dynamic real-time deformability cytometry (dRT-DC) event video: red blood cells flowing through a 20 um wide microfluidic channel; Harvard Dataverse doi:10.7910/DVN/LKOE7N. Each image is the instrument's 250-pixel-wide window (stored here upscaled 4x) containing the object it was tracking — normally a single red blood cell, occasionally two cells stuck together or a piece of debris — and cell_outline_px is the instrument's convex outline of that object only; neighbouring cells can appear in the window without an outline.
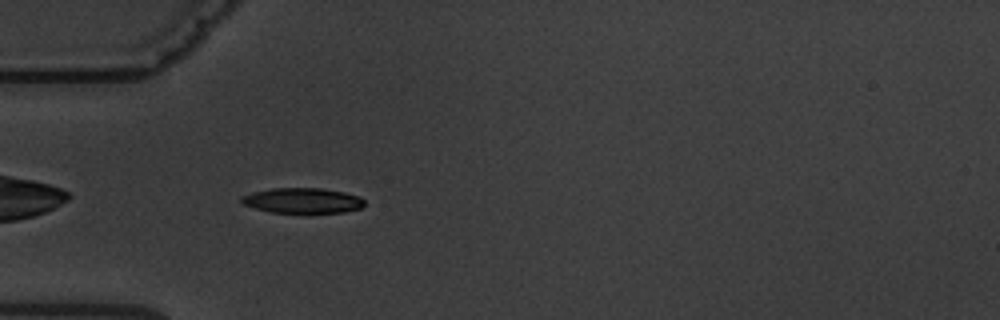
{"species": "common noctule bat (a hibernating species)", "species_latin": "Nyctalus noctula", "temperature_condition": "warm", "stored_images_in_passage": 2, "camera_frame_rate_fps": 3000, "um_per_image_px": 0.085, "animal": {"sex": "male", "body_mass_g": 19.5, "forearm_length_mm": 54.6}, "frame": {"image": 1, "passage_image": 2, "time_ms": 2.0, "image_size_px": [1000, 320], "cell_outline_px": [[364, 204], [360, 208], [344, 212], [268, 212], [244, 204], [240, 200], [240, 196], [252, 192], [272, 188], [320, 188], [344, 192], [360, 196], [364, 200]], "centroid_in_image_um": [25.7, 17.03], "position_along_channel_um": 59.3, "area_um2": 17.98}}